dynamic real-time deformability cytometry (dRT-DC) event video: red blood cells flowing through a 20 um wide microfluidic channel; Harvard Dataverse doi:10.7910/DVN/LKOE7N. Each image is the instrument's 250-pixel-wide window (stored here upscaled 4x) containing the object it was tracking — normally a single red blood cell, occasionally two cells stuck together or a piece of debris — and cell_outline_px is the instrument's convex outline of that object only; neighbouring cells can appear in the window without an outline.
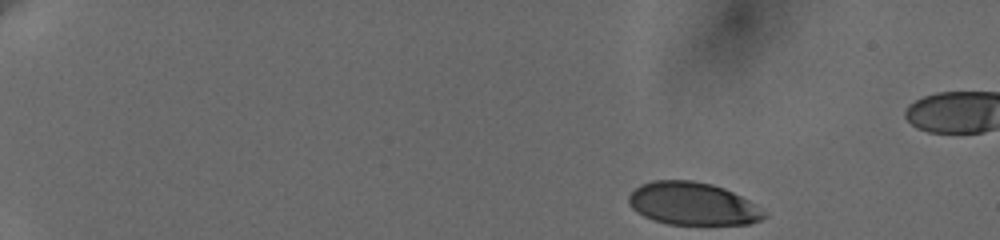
{"species": "human", "species_latin": "Homo sapiens", "temperature_condition": "cold", "stored_images_in_passage": 45, "camera_frame_rate_fps": 3000, "um_per_image_px": 0.085, "donor": {"sex": "female"}, "frame": {"image": 1, "passage_image": 1, "time_ms": 0.0, "image_size_px": [1000, 240], "cell_outline_px": [[768, 216], [760, 220], [748, 224], [668, 224], [652, 220], [644, 216], [632, 208], [628, 204], [628, 196], [640, 184], [652, 180], [692, 180], [712, 184], [724, 188], [748, 200], [764, 212]], "centroid_in_image_um": [58.84, 17.31], "position_along_channel_um": 26.2, "area_um2": 33.58}}
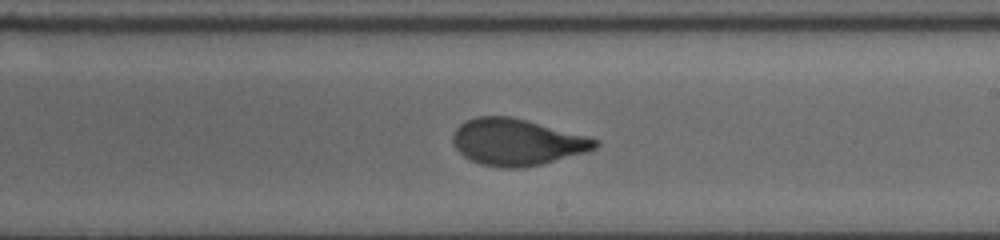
{"frame": {"image": 2, "passage_image": 30, "time_ms": 9.667, "image_size_px": [1000, 240], "cell_outline_px": [[600, 144], [596, 148], [588, 152], [540, 164], [516, 168], [504, 168], [480, 164], [464, 156], [456, 148], [452, 140], [452, 136], [456, 128], [460, 124], [476, 116], [512, 116], [588, 136], [600, 140]], "centroid_in_image_um": [43.96, 12.07], "position_along_channel_um": 245.0, "area_um2": 38.61}}
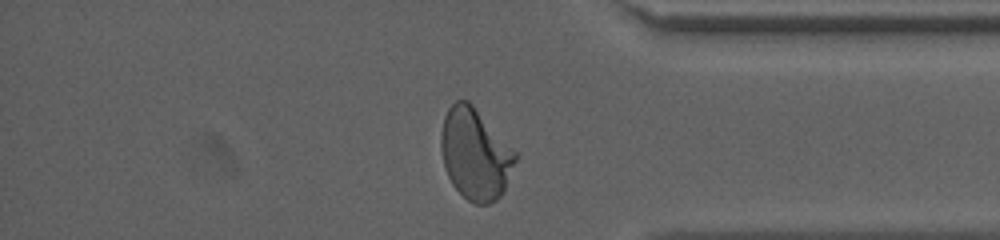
{"frame": {"image": 3, "passage_image": 43, "time_ms": 14.0, "image_size_px": [1000, 240], "cell_outline_px": [[516, 160], [504, 192], [496, 200], [488, 204], [476, 204], [468, 200], [452, 184], [444, 168], [440, 148], [440, 136], [444, 116], [448, 108], [456, 100], [468, 100], [472, 104], [516, 152]], "centroid_in_image_um": [40.37, 13.1], "position_along_channel_um": 394.8, "area_um2": 39.36}, "authors_computed_cell_mechanics": {"area_um2": 37.9746, "velocity_mm_per_s": 3.6332, "shape_relaxation_time_tau1_ms": 4.5079, "shape_relaxation_time_tau2_ms": null, "deformation_change_tau1": 0.1712, "deformation_change_tau2": null}}